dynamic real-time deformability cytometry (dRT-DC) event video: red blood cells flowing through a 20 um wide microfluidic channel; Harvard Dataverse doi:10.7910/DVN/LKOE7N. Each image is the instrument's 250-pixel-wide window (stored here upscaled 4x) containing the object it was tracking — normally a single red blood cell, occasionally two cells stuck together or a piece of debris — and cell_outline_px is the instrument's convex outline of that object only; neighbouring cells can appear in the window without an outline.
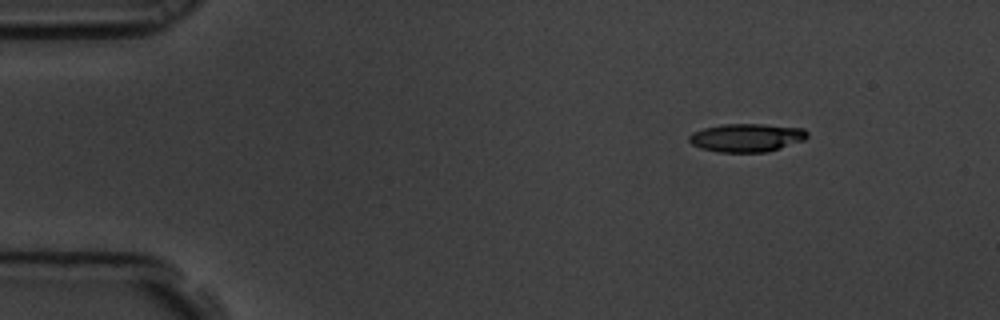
{"species": "common noctule bat (a hibernating species)", "species_latin": "Nyctalus noctula", "temperature_condition": "room temperature", "stored_images_in_passage": 5, "camera_frame_rate_fps": 3000, "um_per_image_px": 0.085, "animal": {"sex": "male", "body_mass_g": 19.5, "forearm_length_mm": 54.6}, "frame": {"image": 1, "passage_image": 1, "time_ms": 0.0, "image_size_px": [1000, 320], "cell_outline_px": [[808, 136], [804, 140], [768, 152], [716, 152], [700, 148], [692, 144], [688, 140], [688, 136], [692, 132], [704, 128], [720, 124], [764, 124], [804, 128], [808, 132]], "centroid_in_image_um": [63.45, 11.7], "position_along_channel_um": 21.5, "area_um2": 19.65}}
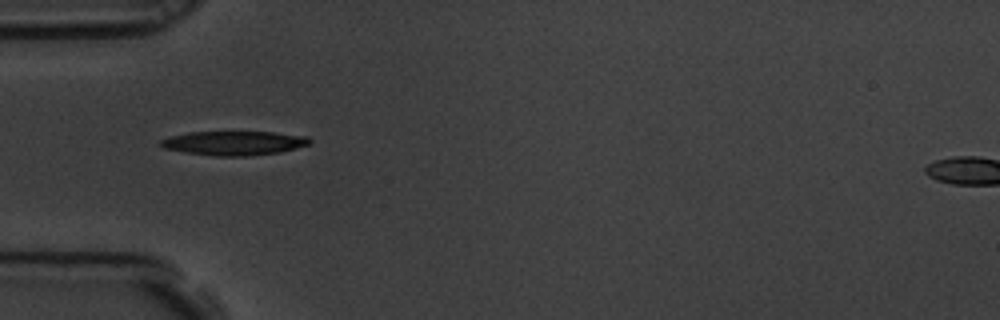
{"frame": {"image": 2, "passage_image": 4, "time_ms": 1.0, "image_size_px": [1000, 320], "cell_outline_px": [[312, 140], [308, 144], [280, 152], [248, 156], [216, 156], [184, 152], [164, 148], [156, 144], [160, 140], [172, 136], [188, 132], [272, 132], [308, 136]], "centroid_in_image_um": [19.86, 12.16], "position_along_channel_um": 65.1, "area_um2": 20.92}}
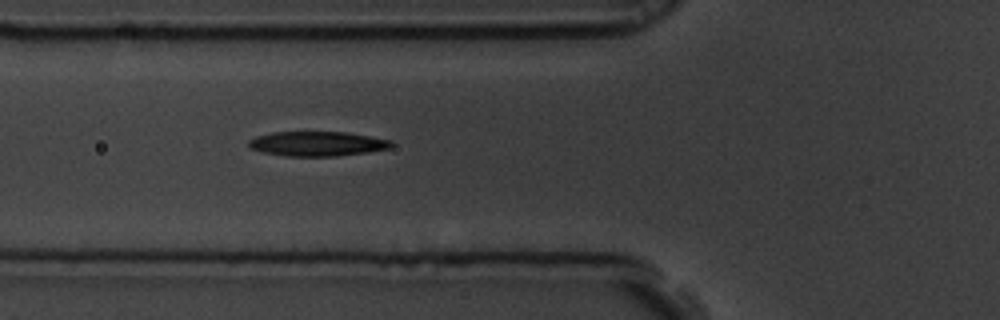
{"frame": {"image": 3, "passage_image": 5, "time_ms": 1.333, "image_size_px": [1000, 320], "cell_outline_px": [[392, 144], [388, 148], [368, 152], [332, 156], [288, 156], [264, 152], [248, 148], [248, 140], [256, 136], [272, 132], [348, 132], [392, 140]], "centroid_in_image_um": [26.93, 12.21], "position_along_channel_um": 98.9, "area_um2": 20.4}}